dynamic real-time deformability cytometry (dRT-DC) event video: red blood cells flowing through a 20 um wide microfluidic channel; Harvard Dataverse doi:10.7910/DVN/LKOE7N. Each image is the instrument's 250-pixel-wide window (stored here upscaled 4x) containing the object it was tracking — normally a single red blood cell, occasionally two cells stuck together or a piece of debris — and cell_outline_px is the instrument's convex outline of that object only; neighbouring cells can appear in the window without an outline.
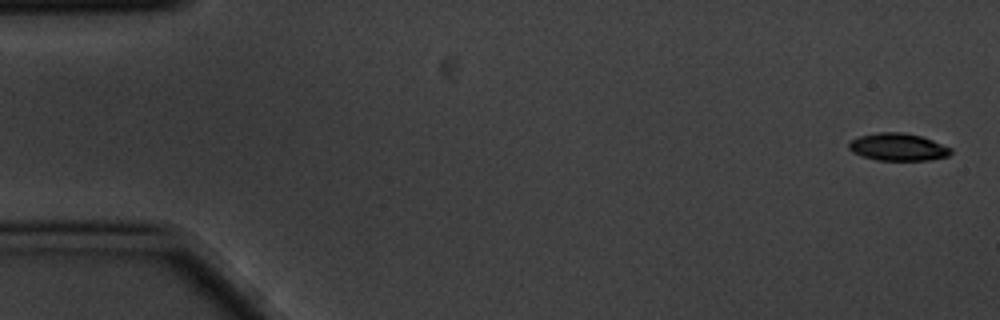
{"species": "common noctule bat (a hibernating species)", "species_latin": "Nyctalus noctula", "temperature_condition": "cold", "stored_images_in_passage": 8, "camera_frame_rate_fps": 3000, "um_per_image_px": 0.085, "animal": {"sex": "male", "body_mass_g": 20.1, "forearm_length_mm": 53.5}, "frame": {"image": 1, "passage_image": 1, "time_ms": 0.0, "image_size_px": [1000, 320], "cell_outline_px": [[952, 152], [948, 156], [928, 160], [876, 160], [860, 156], [852, 152], [848, 148], [848, 144], [852, 140], [860, 136], [880, 132], [900, 132], [920, 136], [932, 140], [952, 148]], "centroid_in_image_um": [76.31, 12.5], "position_along_channel_um": 8.7, "area_um2": 16.24}}
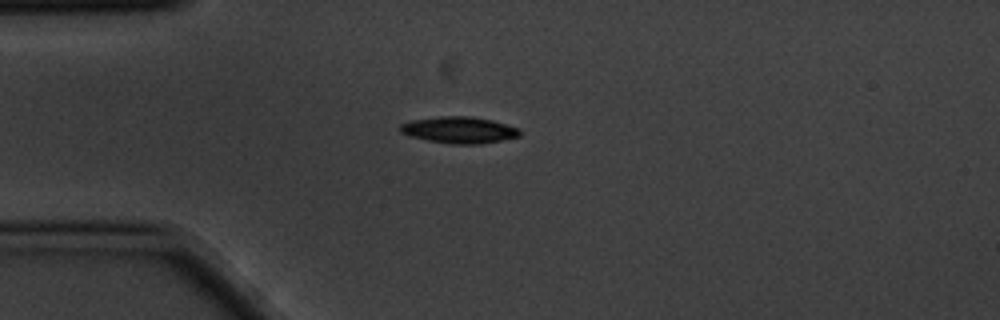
{"frame": {"image": 2, "passage_image": 4, "time_ms": 1.0, "image_size_px": [1000, 320], "cell_outline_px": [[520, 136], [480, 144], [448, 144], [408, 136], [400, 132], [396, 128], [400, 124], [412, 120], [440, 116], [472, 116], [492, 120], [520, 128]], "centroid_in_image_um": [38.98, 11.04], "position_along_channel_um": 46.0, "area_um2": 18.67}}